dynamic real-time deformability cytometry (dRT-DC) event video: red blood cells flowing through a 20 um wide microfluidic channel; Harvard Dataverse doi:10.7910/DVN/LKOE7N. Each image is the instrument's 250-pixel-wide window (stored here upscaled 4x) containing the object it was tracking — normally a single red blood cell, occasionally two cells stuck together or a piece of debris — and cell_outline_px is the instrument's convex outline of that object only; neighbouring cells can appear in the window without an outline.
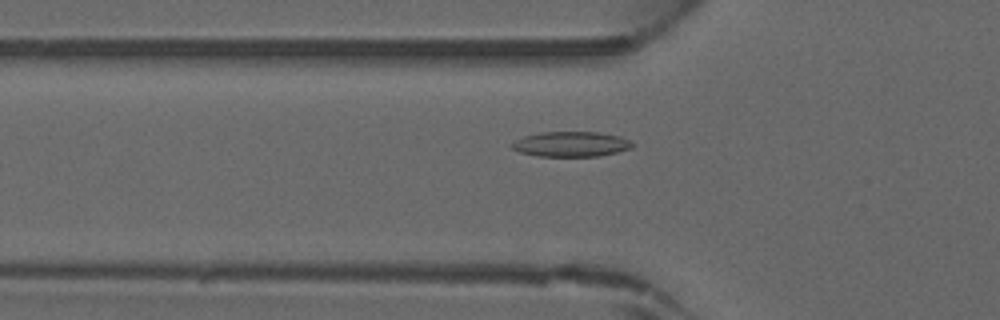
{"species": "common noctule bat (a hibernating species)", "species_latin": "Nyctalus noctula", "temperature_condition": "warm", "stored_images_in_passage": 40, "camera_frame_rate_fps": 3000, "um_per_image_px": 0.085, "animal": {"sex": "male", "forearm_length_mm": 52.5}, "frame": {"image": 1, "passage_image": 10, "time_ms": 3.0, "image_size_px": [1000, 320], "cell_outline_px": [[632, 148], [600, 156], [536, 156], [520, 152], [512, 148], [508, 144], [524, 136], [540, 132], [596, 132], [620, 136], [628, 140], [632, 144]], "centroid_in_image_um": [48.49, 12.25], "position_along_channel_um": 77.3, "area_um2": 17.57}}
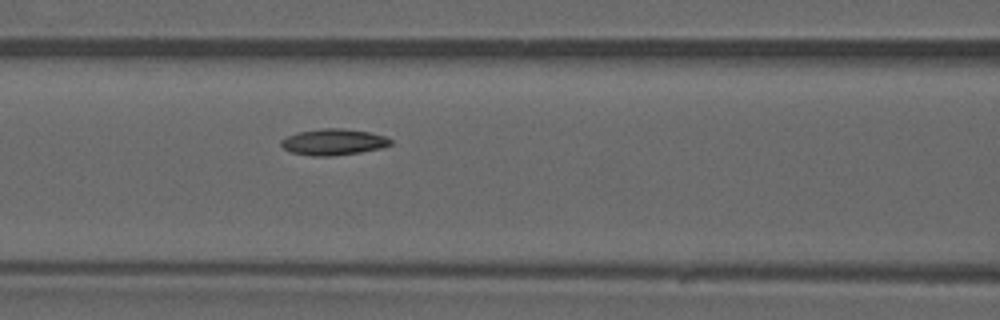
{"frame": {"image": 2, "passage_image": 14, "time_ms": 4.333, "image_size_px": [1000, 320], "cell_outline_px": [[392, 144], [380, 148], [360, 152], [332, 156], [312, 156], [292, 152], [284, 148], [280, 144], [280, 140], [296, 132], [324, 128], [344, 128], [368, 132], [384, 136], [392, 140]], "centroid_in_image_um": [28.33, 12.06], "position_along_channel_um": 138.3, "area_um2": 16.65}}
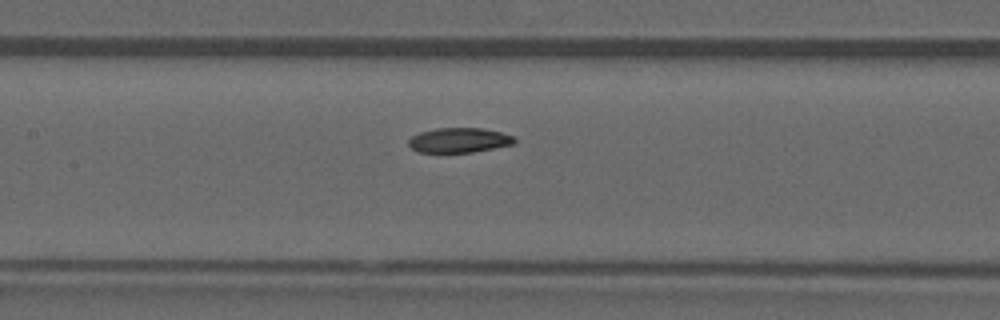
{"frame": {"image": 3, "passage_image": 16, "time_ms": 5.0, "image_size_px": [1000, 320], "cell_outline_px": [[516, 144], [472, 152], [420, 152], [412, 148], [408, 144], [408, 140], [412, 136], [420, 132], [436, 128], [484, 128], [516, 136]], "centroid_in_image_um": [39.07, 11.91], "position_along_channel_um": 168.3, "area_um2": 15.37}}